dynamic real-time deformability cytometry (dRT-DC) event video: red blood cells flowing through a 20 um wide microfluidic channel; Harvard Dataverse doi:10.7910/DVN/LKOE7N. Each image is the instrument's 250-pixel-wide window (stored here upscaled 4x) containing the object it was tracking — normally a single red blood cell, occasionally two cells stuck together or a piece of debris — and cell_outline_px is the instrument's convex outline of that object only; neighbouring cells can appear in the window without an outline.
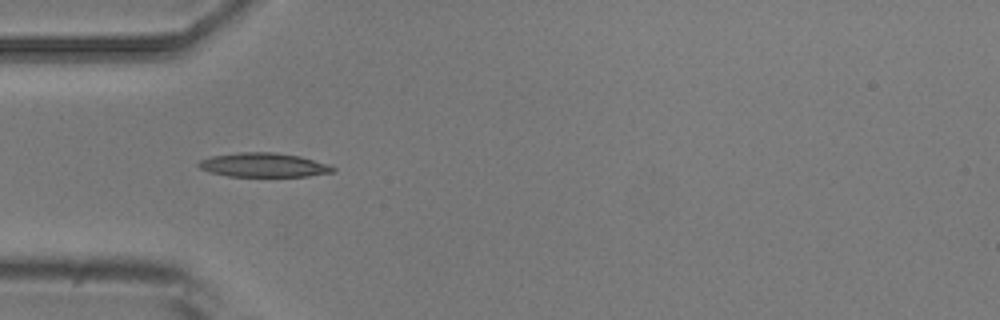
{"species": "common noctule bat (a hibernating species)", "species_latin": "Nyctalus noctula", "temperature_condition": "room temperature", "stored_images_in_passage": 2, "camera_frame_rate_fps": 3000, "um_per_image_px": 0.085, "animal": {"sex": "male", "body_mass_g": 20.5, "forearm_length_mm": 52.5}, "frame": {"image": 1, "passage_image": 1, "time_ms": 0.0, "image_size_px": [1000, 320], "cell_outline_px": [[336, 168], [332, 172], [308, 176], [228, 176], [208, 172], [200, 168], [196, 164], [200, 160], [212, 156], [240, 152], [276, 152], [300, 156], [328, 164]], "centroid_in_image_um": [22.38, 14.02], "position_along_channel_um": 62.6, "area_um2": 18.84}}
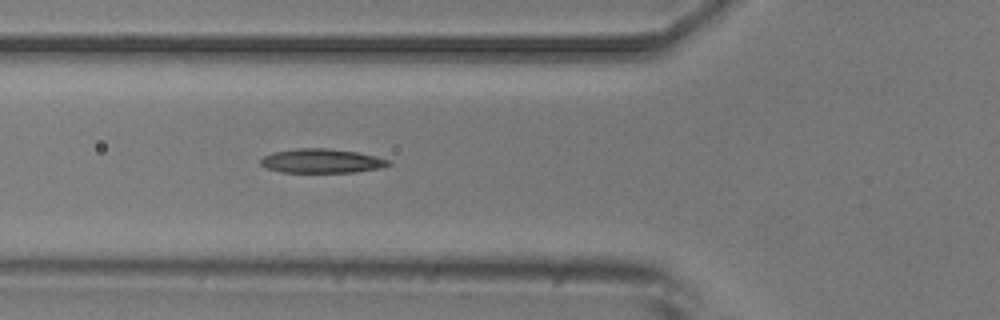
{"frame": {"image": 2, "passage_image": 2, "time_ms": 1.0, "image_size_px": [1000, 320], "cell_outline_px": [[392, 164], [380, 168], [356, 172], [280, 172], [268, 168], [260, 164], [260, 160], [264, 156], [272, 152], [296, 148], [328, 148], [356, 152], [376, 156], [388, 160]], "centroid_in_image_um": [27.33, 13.67], "position_along_channel_um": 98.5, "area_um2": 17.98}}